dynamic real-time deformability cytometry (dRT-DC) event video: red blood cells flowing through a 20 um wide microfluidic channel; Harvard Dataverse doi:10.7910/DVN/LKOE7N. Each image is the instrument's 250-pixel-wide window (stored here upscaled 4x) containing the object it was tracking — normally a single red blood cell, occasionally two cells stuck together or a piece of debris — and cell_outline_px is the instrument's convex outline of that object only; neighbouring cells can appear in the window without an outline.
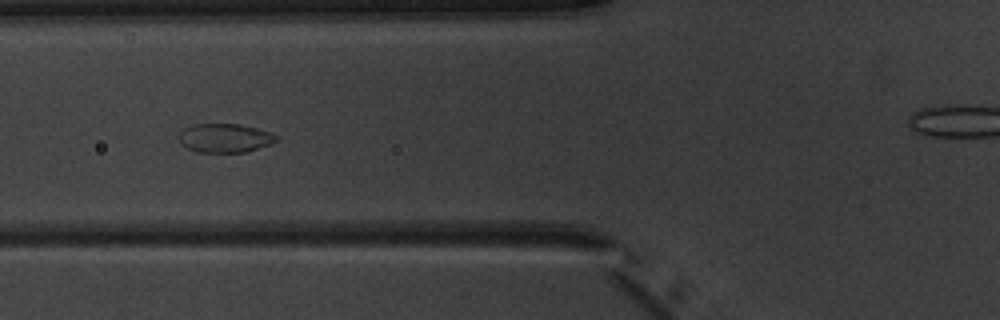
{"species": "common noctule bat (a hibernating species)", "species_latin": "Nyctalus noctula", "temperature_condition": "warm", "stored_images_in_passage": 6, "segment_of_instrument_passage": [1, 2], "camera_frame_rate_fps": 3000, "um_per_image_px": 0.085, "animal": {"sex": "male", "body_mass_g": 20.1, "forearm_length_mm": 53.5}, "frame": {"image": 1, "passage_image": 4, "time_ms": 3.333, "image_size_px": [1000, 320], "cell_outline_px": [[280, 140], [248, 152], [196, 152], [180, 144], [180, 132], [184, 128], [192, 124], [240, 124], [256, 128], [280, 136]], "centroid_in_image_um": [19.13, 11.73], "position_along_channel_um": 106.7, "area_um2": 16.47}}
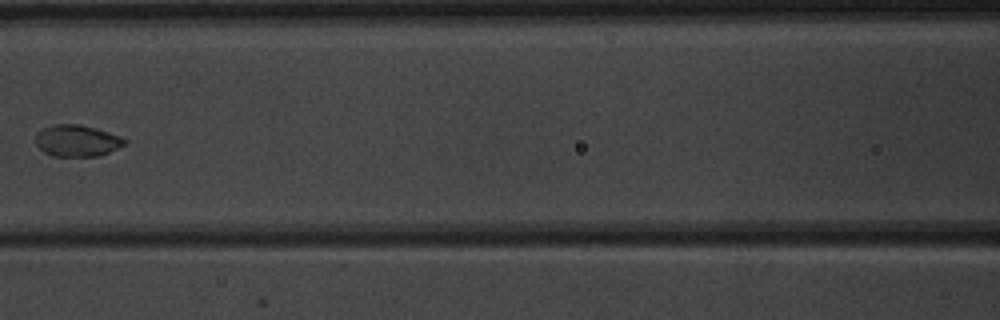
{"frame": {"image": 2, "passage_image": 5, "time_ms": 4.667, "image_size_px": [1000, 320], "cell_outline_px": [[128, 144], [100, 156], [52, 156], [44, 152], [36, 144], [36, 132], [40, 128], [52, 124], [80, 124], [96, 128], [120, 136], [128, 140]], "centroid_in_image_um": [6.56, 11.95], "position_along_channel_um": 160.0, "area_um2": 16.7}}